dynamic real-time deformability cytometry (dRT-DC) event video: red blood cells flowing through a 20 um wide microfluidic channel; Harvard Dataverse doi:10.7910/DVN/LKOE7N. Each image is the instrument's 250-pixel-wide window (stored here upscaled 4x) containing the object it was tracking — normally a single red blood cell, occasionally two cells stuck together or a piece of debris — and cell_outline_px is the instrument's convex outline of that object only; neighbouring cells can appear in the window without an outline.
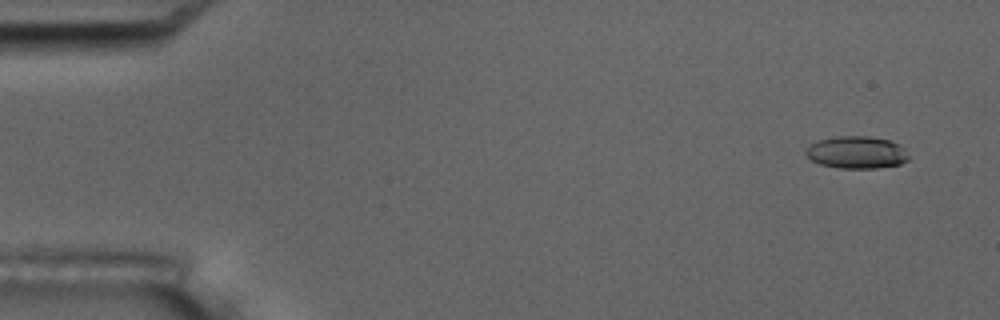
{"species": "common noctule bat (a hibernating species)", "species_latin": "Nyctalus noctula", "temperature_condition": "room temperature", "stored_images_in_passage": 8, "camera_frame_rate_fps": 3000, "um_per_image_px": 0.085, "animal": {"sex": "male", "body_mass_g": 17.5, "forearm_length_mm": 52.3}, "frame": {"image": 1, "passage_image": 1, "time_ms": 0.0, "image_size_px": [1000, 320], "cell_outline_px": [[908, 160], [900, 164], [876, 168], [836, 168], [820, 164], [812, 160], [804, 152], [812, 144], [820, 140], [840, 136], [868, 136], [888, 140], [900, 144], [904, 148], [908, 156]], "centroid_in_image_um": [72.84, 12.96], "position_along_channel_um": 12.2, "area_um2": 19.19}}
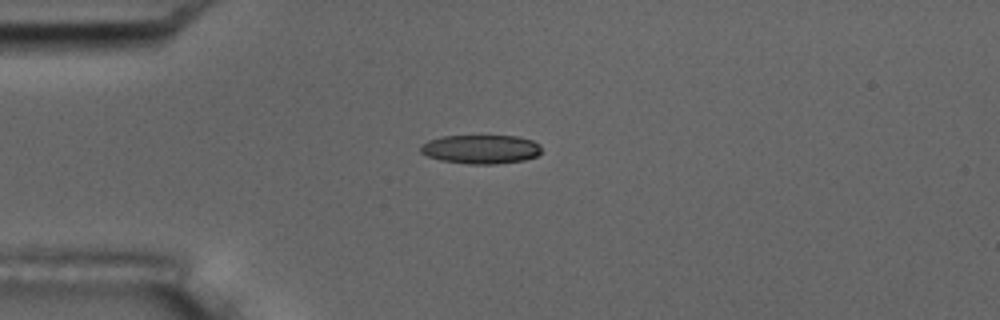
{"frame": {"image": 2, "passage_image": 4, "time_ms": 1.0, "image_size_px": [1000, 320], "cell_outline_px": [[540, 152], [536, 156], [524, 160], [496, 164], [468, 164], [440, 160], [428, 156], [420, 152], [420, 148], [428, 140], [444, 136], [516, 136], [532, 140], [540, 144]], "centroid_in_image_um": [40.88, 12.69], "position_along_channel_um": 44.1, "area_um2": 20.29}}
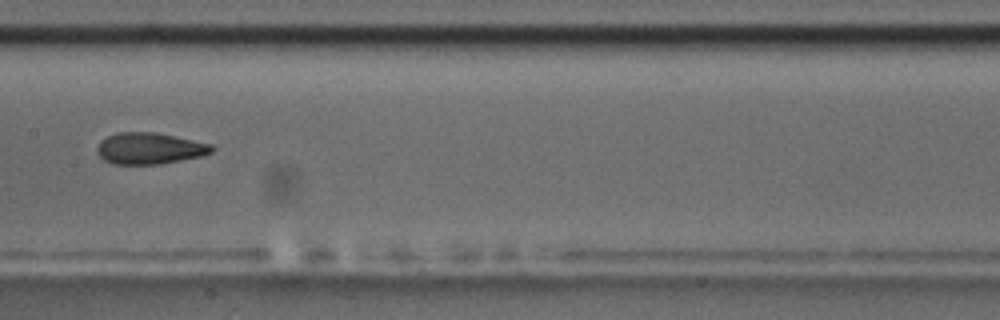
{"frame": {"image": 3, "passage_image": 8, "time_ms": 2.333, "image_size_px": [1000, 320], "cell_outline_px": [[216, 148], [212, 152], [200, 156], [160, 164], [112, 164], [104, 160], [96, 152], [96, 148], [100, 140], [116, 132], [156, 132], [212, 144]], "centroid_in_image_um": [12.69, 12.61], "position_along_channel_um": 194.7, "area_um2": 21.1}}